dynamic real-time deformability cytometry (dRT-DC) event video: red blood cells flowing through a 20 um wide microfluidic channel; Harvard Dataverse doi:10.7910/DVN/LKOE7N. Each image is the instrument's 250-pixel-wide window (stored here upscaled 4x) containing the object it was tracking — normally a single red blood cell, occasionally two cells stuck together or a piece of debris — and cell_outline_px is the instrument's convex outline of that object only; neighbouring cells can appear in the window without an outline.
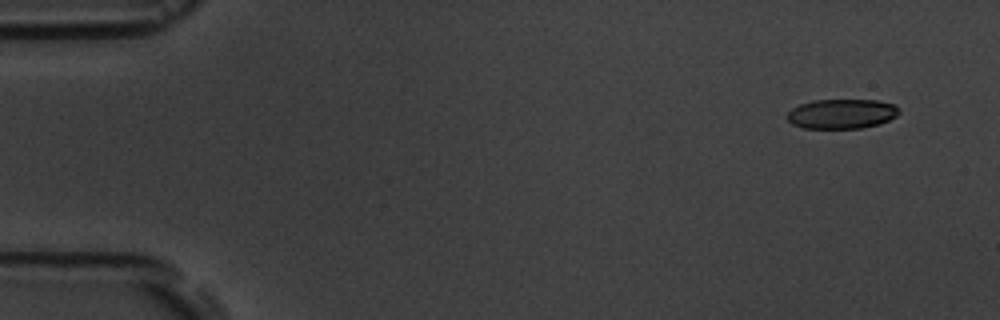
{"species": "common noctule bat (a hibernating species)", "species_latin": "Nyctalus noctula", "temperature_condition": "room temperature", "stored_images_in_passage": 4, "camera_frame_rate_fps": 3000, "um_per_image_px": 0.085, "animal": {"sex": "male", "body_mass_g": 19.5, "forearm_length_mm": 54.6}, "frame": {"image": 1, "passage_image": 1, "time_ms": 0.0, "image_size_px": [1000, 320], "cell_outline_px": [[900, 112], [896, 116], [880, 124], [860, 128], [804, 128], [792, 124], [784, 116], [792, 108], [800, 104], [812, 100], [876, 100], [892, 104], [900, 108]], "centroid_in_image_um": [71.52, 9.67], "position_along_channel_um": 13.5, "area_um2": 19.42}}